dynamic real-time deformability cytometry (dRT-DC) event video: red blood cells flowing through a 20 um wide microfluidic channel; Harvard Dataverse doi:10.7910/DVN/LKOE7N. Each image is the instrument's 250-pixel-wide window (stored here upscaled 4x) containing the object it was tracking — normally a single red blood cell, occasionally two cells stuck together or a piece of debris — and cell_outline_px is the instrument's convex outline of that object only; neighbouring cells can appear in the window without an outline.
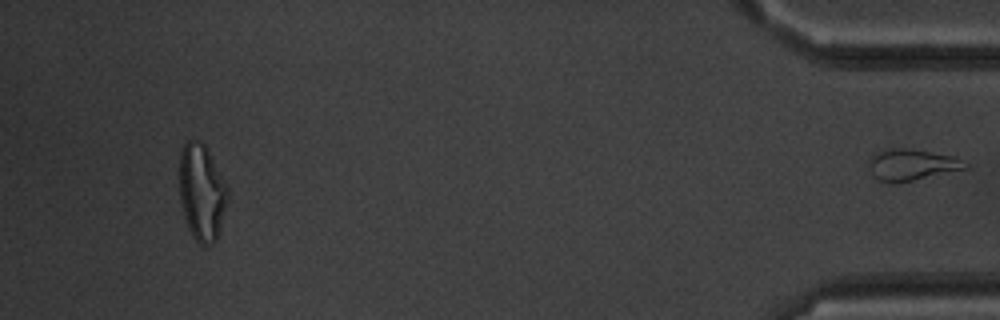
{"species": "common noctule bat (a hibernating species)", "species_latin": "Nyctalus noctula", "temperature_condition": "warm", "stored_images_in_passage": 50, "segment_of_instrument_passage": [2, 2], "camera_frame_rate_fps": 3000, "um_per_image_px": 0.085, "animal": {"sex": "male", "body_mass_g": 20.1, "forearm_length_mm": 53.5}, "frame": {"image": 1, "passage_image": 50, "time_ms": 16.333, "image_size_px": [1000, 320], "cell_outline_px": [[968, 168], [912, 180], [892, 184], [876, 180], [872, 176], [868, 160], [876, 152], [888, 148], [904, 148], [932, 152], [956, 156], [968, 164]], "centroid_in_image_um": [77.46, 14.0], "position_along_channel_um": 357.7, "area_um2": 17.69}}